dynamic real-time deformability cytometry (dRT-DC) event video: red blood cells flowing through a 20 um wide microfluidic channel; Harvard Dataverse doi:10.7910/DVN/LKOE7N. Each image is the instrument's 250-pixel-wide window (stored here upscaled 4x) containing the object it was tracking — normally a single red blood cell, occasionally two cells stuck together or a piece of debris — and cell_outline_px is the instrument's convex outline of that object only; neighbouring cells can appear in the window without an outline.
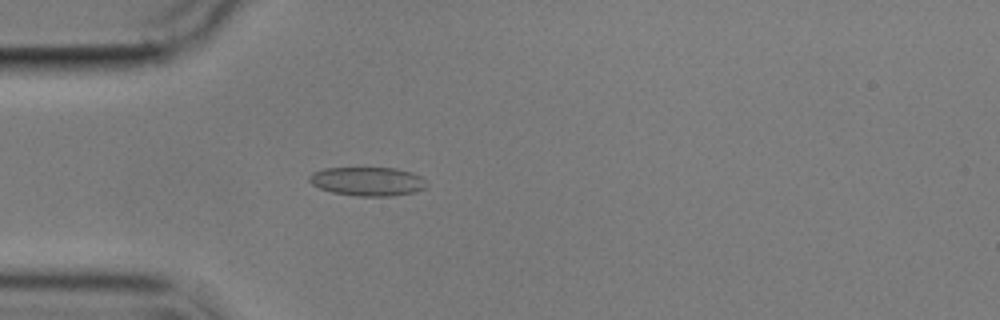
{"species": "common noctule bat (a hibernating species)", "species_latin": "Nyctalus noctula", "temperature_condition": "cold", "stored_images_in_passage": 3, "camera_frame_rate_fps": 3000, "um_per_image_px": 0.085, "animal": {"sex": "male", "body_mass_g": 17.9}, "frame": {"image": 1, "passage_image": 3, "time_ms": 2.333, "image_size_px": [1000, 320], "cell_outline_px": [[428, 184], [424, 188], [412, 192], [388, 196], [356, 196], [332, 192], [320, 188], [312, 184], [308, 180], [308, 176], [312, 172], [324, 168], [396, 168], [412, 172], [428, 180]], "centroid_in_image_um": [31.24, 15.41], "position_along_channel_um": 53.8, "area_um2": 19.77}}